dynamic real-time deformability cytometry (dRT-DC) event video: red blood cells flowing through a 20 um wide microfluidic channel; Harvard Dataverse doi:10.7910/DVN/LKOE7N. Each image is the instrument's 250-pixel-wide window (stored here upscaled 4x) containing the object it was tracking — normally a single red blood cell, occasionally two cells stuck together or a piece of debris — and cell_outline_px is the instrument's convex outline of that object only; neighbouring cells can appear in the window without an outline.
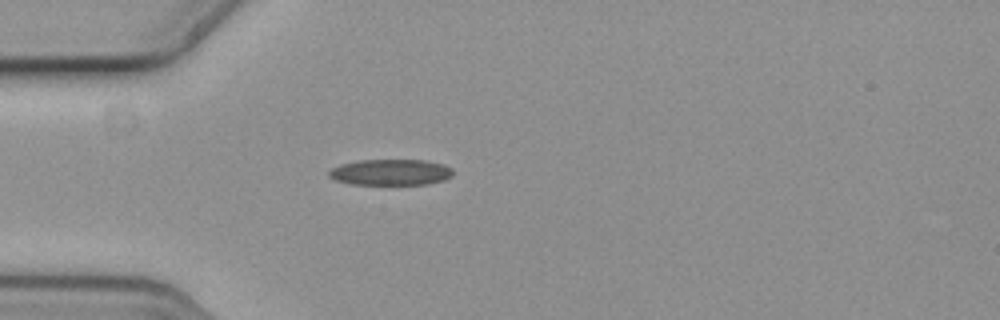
{"species": "common noctule bat (a hibernating species)", "species_latin": "Nyctalus noctula", "temperature_condition": "cold", "stored_images_in_passage": 40, "camera_frame_rate_fps": 3000, "um_per_image_px": 0.085, "animal": {"sex": "female", "body_mass_g": 19.3, "forearm_length_mm": 54.1}, "frame": {"image": 1, "passage_image": 1, "time_ms": 0.0, "image_size_px": [1000, 320], "cell_outline_px": [[452, 176], [444, 180], [428, 184], [352, 184], [336, 180], [328, 176], [328, 172], [332, 168], [340, 164], [360, 160], [424, 160], [444, 164], [452, 168]], "centroid_in_image_um": [33.22, 14.63], "position_along_channel_um": 51.8, "area_um2": 18.79}}
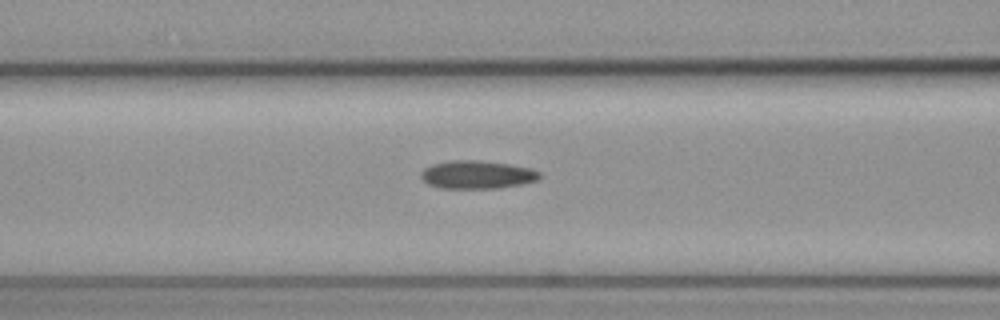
{"frame": {"image": 2, "passage_image": 8, "time_ms": 2.333, "image_size_px": [1000, 320], "cell_outline_px": [[540, 180], [500, 188], [440, 188], [428, 184], [420, 176], [420, 172], [424, 168], [432, 164], [452, 160], [480, 160], [512, 164], [532, 168], [540, 172]], "centroid_in_image_um": [40.57, 14.84], "position_along_channel_um": 126.0, "area_um2": 19.65}}
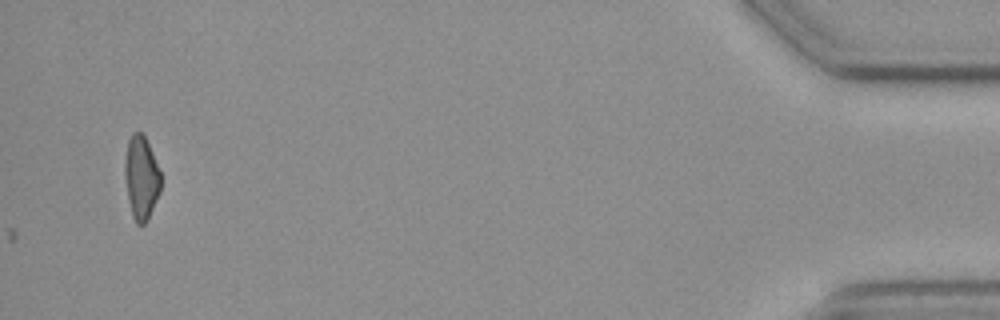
{"frame": {"image": 3, "passage_image": 40, "time_ms": 13.0, "image_size_px": [1000, 320], "cell_outline_px": [[160, 192], [148, 220], [144, 224], [136, 224], [132, 216], [128, 200], [124, 172], [124, 160], [128, 140], [132, 132], [144, 132], [160, 172]], "centroid_in_image_um": [11.99, 15.09], "position_along_channel_um": 423.2, "area_um2": 17.69}, "authors_computed_cell_mechanics": {"area_um2": 18.3515, "velocity_mm_per_s": 3.6129, "shape_relaxation_time_tau1_ms": null, "shape_relaxation_time_tau2_ms": 5.802, "deformation_change_tau1": null, "deformation_change_tau2": 0.1164}}